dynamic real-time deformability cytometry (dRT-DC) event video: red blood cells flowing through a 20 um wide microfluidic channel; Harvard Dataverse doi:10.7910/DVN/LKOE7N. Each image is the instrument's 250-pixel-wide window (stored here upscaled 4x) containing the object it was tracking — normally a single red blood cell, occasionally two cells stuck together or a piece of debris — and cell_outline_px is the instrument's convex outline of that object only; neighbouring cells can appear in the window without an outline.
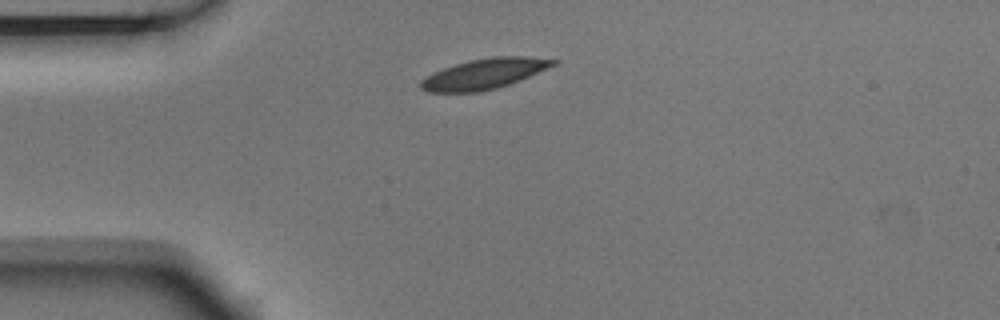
{"species": "Egyptian fruit bat (a non-hibernating species)", "species_latin": "Rousettus aegyptiacus", "temperature_condition": "room temperature", "stored_images_in_passage": 2, "camera_frame_rate_fps": 3000, "um_per_image_px": 0.085, "animal": {"sex": "male"}, "frame": {"image": 1, "passage_image": 2, "time_ms": 0.333, "image_size_px": [1000, 320], "cell_outline_px": [[560, 60], [556, 64], [520, 80], [496, 88], [476, 92], [428, 92], [420, 88], [420, 80], [444, 68], [456, 64], [472, 60], [492, 56], [528, 56]], "centroid_in_image_um": [41.19, 6.27], "position_along_channel_um": 43.8, "area_um2": 23.12}}